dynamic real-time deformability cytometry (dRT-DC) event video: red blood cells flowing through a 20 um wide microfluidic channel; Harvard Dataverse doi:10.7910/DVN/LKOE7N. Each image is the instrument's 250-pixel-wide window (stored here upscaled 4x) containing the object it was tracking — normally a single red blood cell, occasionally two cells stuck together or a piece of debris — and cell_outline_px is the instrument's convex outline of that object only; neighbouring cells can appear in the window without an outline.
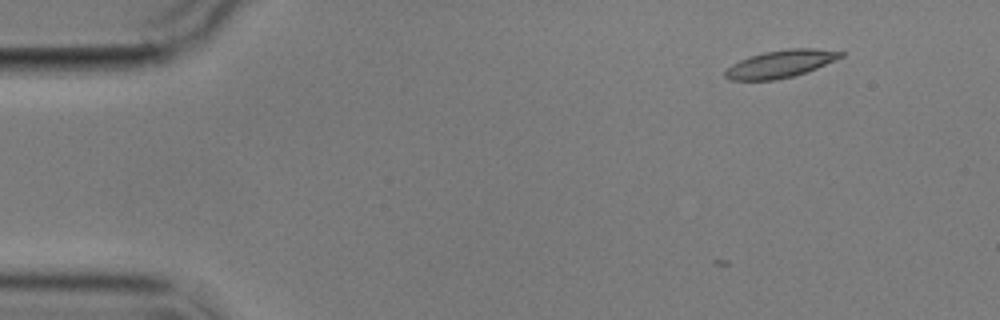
{"species": "common noctule bat (a hibernating species)", "species_latin": "Nyctalus noctula", "temperature_condition": "cold", "stored_images_in_passage": 4, "camera_frame_rate_fps": 3000, "um_per_image_px": 0.085, "animal": {"sex": "male", "body_mass_g": 17.9}, "frame": {"image": 1, "passage_image": 2, "time_ms": 1.333, "image_size_px": [1000, 320], "cell_outline_px": [[844, 56], [816, 68], [792, 76], [776, 80], [728, 80], [724, 76], [724, 72], [732, 64], [748, 56], [764, 52], [788, 48], [812, 48], [844, 52]], "centroid_in_image_um": [66.31, 5.42], "position_along_channel_um": 18.7, "area_um2": 18.38}}
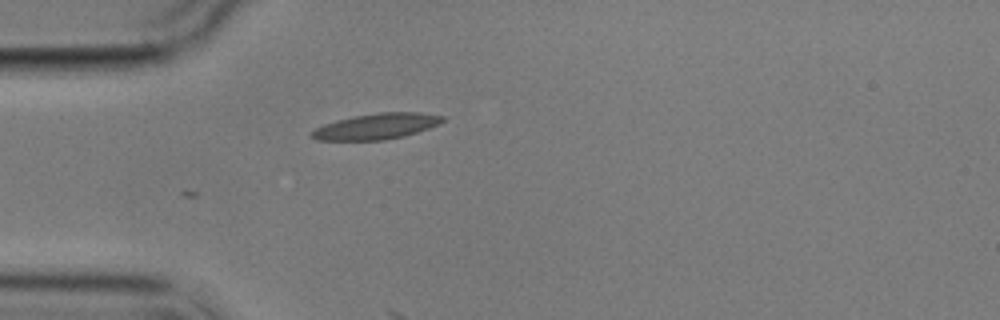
{"frame": {"image": 2, "passage_image": 4, "time_ms": 4.667, "image_size_px": [1000, 320], "cell_outline_px": [[444, 120], [440, 124], [404, 136], [384, 140], [316, 140], [308, 136], [316, 128], [324, 124], [336, 120], [356, 116], [380, 112], [420, 112], [444, 116]], "centroid_in_image_um": [32.0, 10.74], "position_along_channel_um": 53.0, "area_um2": 19.59}}